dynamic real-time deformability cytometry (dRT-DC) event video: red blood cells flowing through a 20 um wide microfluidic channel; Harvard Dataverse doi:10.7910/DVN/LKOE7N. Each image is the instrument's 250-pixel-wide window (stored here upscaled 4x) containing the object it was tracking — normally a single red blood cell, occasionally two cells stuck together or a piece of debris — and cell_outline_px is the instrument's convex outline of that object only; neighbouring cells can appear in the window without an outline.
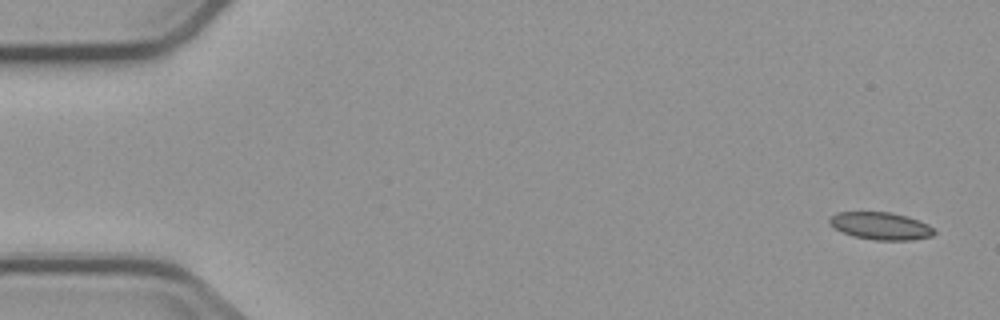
{"species": "common noctule bat (a hibernating species)", "species_latin": "Nyctalus noctula", "temperature_condition": "cold", "stored_images_in_passage": 5, "camera_frame_rate_fps": 3000, "um_per_image_px": 0.085, "animal": {"sex": "male", "body_mass_g": 23.1, "forearm_length_mm": 52.7}, "frame": {"image": 1, "passage_image": 1, "time_ms": 0.0, "image_size_px": [1000, 320], "cell_outline_px": [[936, 232], [932, 236], [912, 240], [876, 240], [852, 236], [828, 224], [828, 220], [836, 212], [892, 212], [908, 216], [928, 224], [936, 228]], "centroid_in_image_um": [74.9, 19.2], "position_along_channel_um": 10.1, "area_um2": 16.88}}
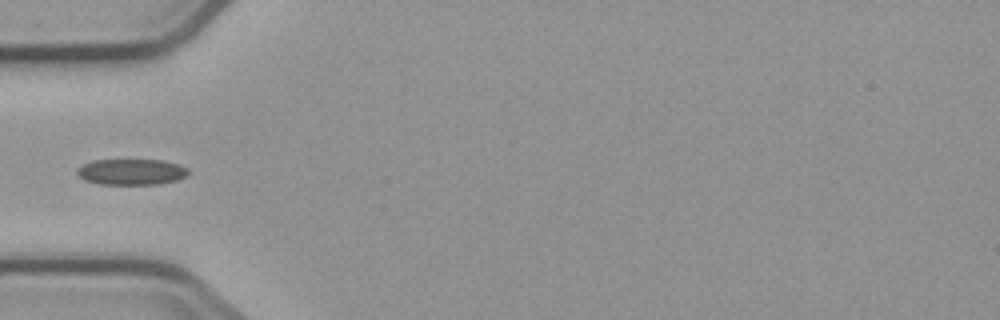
{"frame": {"image": 2, "passage_image": 5, "time_ms": 5.333, "image_size_px": [1000, 320], "cell_outline_px": [[188, 176], [176, 180], [160, 184], [100, 184], [84, 180], [76, 172], [76, 168], [92, 160], [164, 160], [180, 164], [188, 168]], "centroid_in_image_um": [11.19, 14.6], "position_along_channel_um": 73.8, "area_um2": 16.94}}